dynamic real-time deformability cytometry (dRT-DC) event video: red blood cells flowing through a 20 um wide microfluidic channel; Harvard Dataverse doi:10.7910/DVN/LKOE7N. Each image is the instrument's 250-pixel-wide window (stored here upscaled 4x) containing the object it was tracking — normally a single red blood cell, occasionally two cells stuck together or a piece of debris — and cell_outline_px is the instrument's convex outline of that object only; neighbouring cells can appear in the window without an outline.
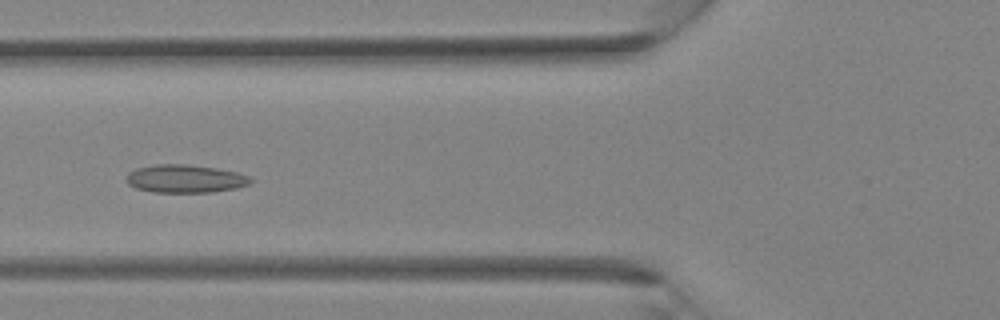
{"species": "Egyptian fruit bat (a non-hibernating species)", "species_latin": "Rousettus aegyptiacus", "temperature_condition": "room temperature", "stored_images_in_passage": 36, "camera_frame_rate_fps": 3000, "um_per_image_px": 0.085, "animal": {"sex": "female"}, "frame": {"image": 1, "passage_image": 13, "time_ms": 4.0, "image_size_px": [1000, 320], "cell_outline_px": [[252, 180], [248, 184], [236, 188], [212, 192], [152, 192], [136, 188], [128, 184], [128, 172], [136, 168], [156, 164], [184, 164], [216, 168], [236, 172], [248, 176]], "centroid_in_image_um": [15.72, 15.19], "position_along_channel_um": 110.1, "area_um2": 20.11}}
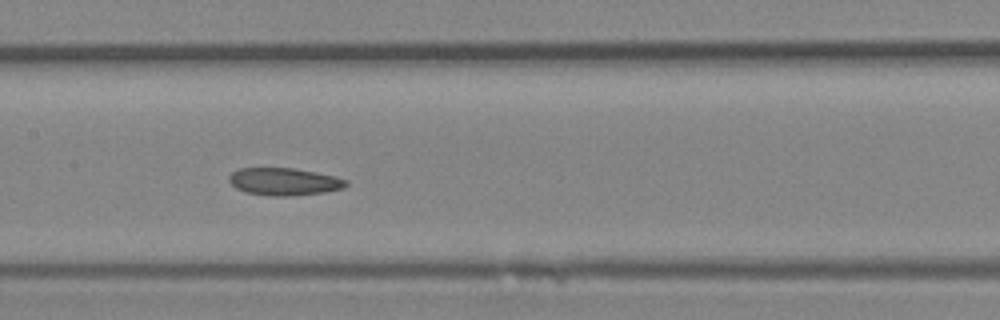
{"frame": {"image": 2, "passage_image": 17, "time_ms": 5.333, "image_size_px": [1000, 320], "cell_outline_px": [[348, 184], [344, 188], [324, 192], [292, 196], [272, 196], [244, 192], [236, 188], [228, 180], [228, 176], [232, 172], [240, 168], [292, 168], [336, 176], [348, 180]], "centroid_in_image_um": [24.15, 15.44], "position_along_channel_um": 183.2, "area_um2": 18.79}}
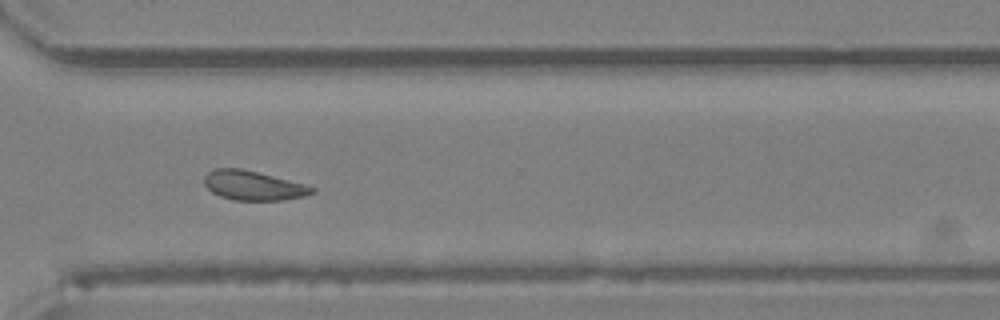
{"frame": {"image": 3, "passage_image": 26, "time_ms": 8.333, "image_size_px": [1000, 320], "cell_outline_px": [[316, 192], [304, 196], [284, 200], [232, 200], [220, 196], [212, 192], [204, 184], [204, 176], [212, 168], [240, 168], [304, 184], [316, 188]], "centroid_in_image_um": [21.5, 15.77], "position_along_channel_um": 349.1, "area_um2": 18.38}}